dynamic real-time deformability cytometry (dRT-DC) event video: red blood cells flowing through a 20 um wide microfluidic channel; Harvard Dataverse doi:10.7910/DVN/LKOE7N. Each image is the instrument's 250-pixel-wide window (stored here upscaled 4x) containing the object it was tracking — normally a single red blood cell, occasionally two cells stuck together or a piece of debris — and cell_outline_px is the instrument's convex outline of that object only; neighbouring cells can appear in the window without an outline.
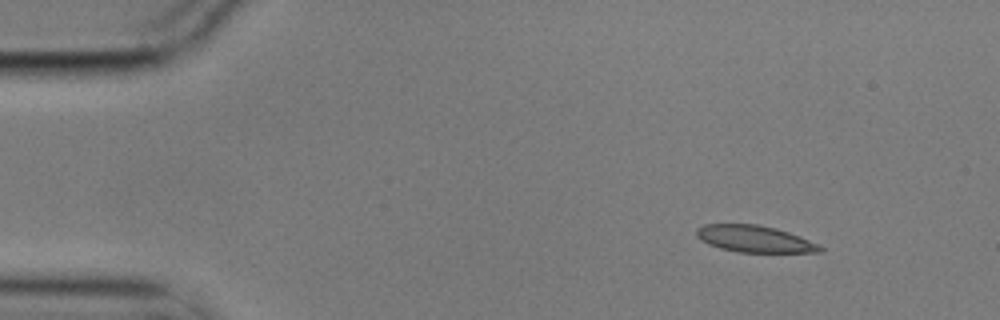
{"species": "common noctule bat (a hibernating species)", "species_latin": "Nyctalus noctula", "temperature_condition": "cold", "stored_images_in_passage": 6, "camera_frame_rate_fps": 3000, "um_per_image_px": 0.085, "animal": {"sex": "male", "body_mass_g": 17.9}, "frame": {"image": 1, "passage_image": 1, "time_ms": 0.0, "image_size_px": [1000, 320], "cell_outline_px": [[824, 248], [820, 252], [740, 252], [720, 248], [708, 244], [700, 240], [696, 236], [696, 228], [704, 224], [756, 224], [776, 228], [800, 236], [820, 244]], "centroid_in_image_um": [64.13, 20.3], "position_along_channel_um": 20.9, "area_um2": 19.31}}
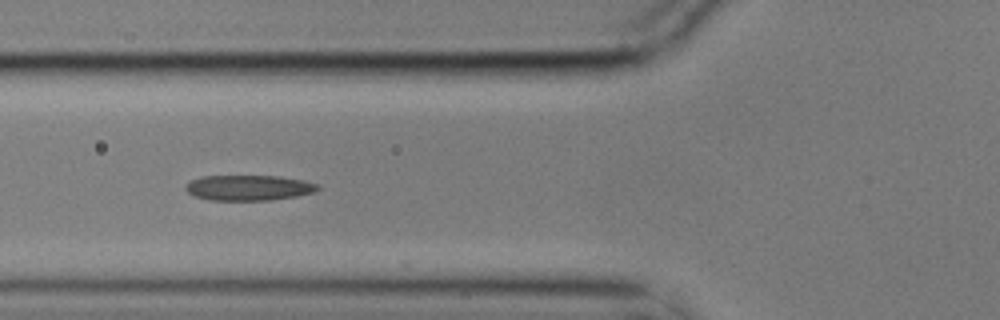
{"frame": {"image": 2, "passage_image": 5, "time_ms": 1.333, "image_size_px": [1000, 320], "cell_outline_px": [[320, 188], [312, 192], [296, 196], [268, 200], [208, 200], [196, 196], [188, 192], [184, 188], [192, 180], [200, 176], [280, 176], [304, 180], [316, 184]], "centroid_in_image_um": [21.13, 15.95], "position_along_channel_um": 104.7, "area_um2": 19.36}}
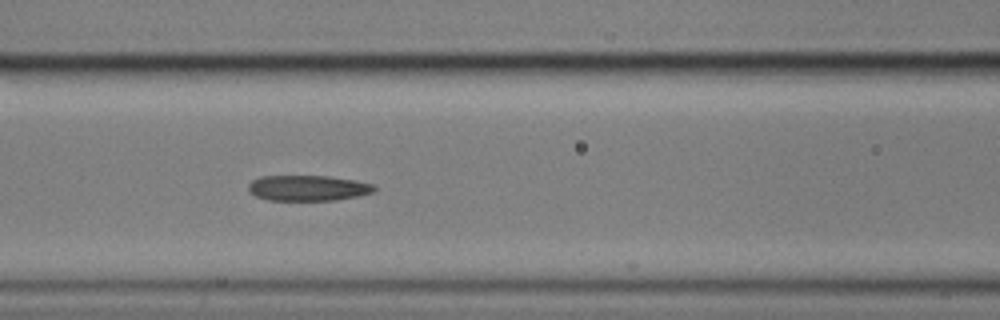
{"frame": {"image": 3, "passage_image": 6, "time_ms": 1.667, "image_size_px": [1000, 320], "cell_outline_px": [[376, 188], [372, 192], [360, 196], [336, 200], [268, 200], [256, 196], [248, 188], [248, 184], [252, 180], [260, 176], [328, 176], [356, 180], [376, 184]], "centroid_in_image_um": [26.22, 15.98], "position_along_channel_um": 140.4, "area_um2": 18.84}}